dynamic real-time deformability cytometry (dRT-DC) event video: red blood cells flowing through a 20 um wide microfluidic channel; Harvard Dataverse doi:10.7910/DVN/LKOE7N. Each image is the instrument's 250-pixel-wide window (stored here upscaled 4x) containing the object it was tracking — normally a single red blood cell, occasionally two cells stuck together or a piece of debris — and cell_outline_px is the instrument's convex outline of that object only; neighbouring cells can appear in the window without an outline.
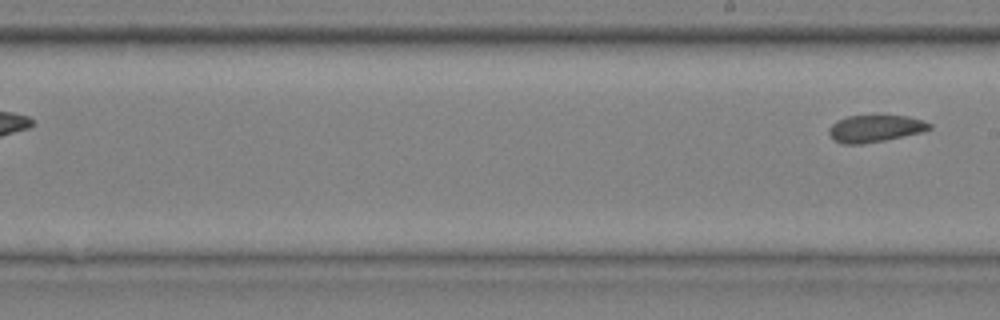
{"species": "common noctule bat (a hibernating species)", "species_latin": "Nyctalus noctula", "temperature_condition": "cold", "stored_images_in_passage": 8, "segment_of_instrument_passage": [2, 2], "camera_frame_rate_fps": 3000, "um_per_image_px": 0.085, "animal": {"sex": "male", "body_mass_g": 20.4}, "frame": {"image": 1, "passage_image": 8, "time_ms": 2.333, "image_size_px": [1000, 320], "cell_outline_px": [[932, 128], [920, 132], [884, 140], [864, 144], [840, 144], [832, 140], [828, 132], [828, 128], [836, 120], [848, 116], [908, 116], [924, 120], [932, 124]], "centroid_in_image_um": [74.34, 10.93], "position_along_channel_um": 214.7, "area_um2": 15.9}}